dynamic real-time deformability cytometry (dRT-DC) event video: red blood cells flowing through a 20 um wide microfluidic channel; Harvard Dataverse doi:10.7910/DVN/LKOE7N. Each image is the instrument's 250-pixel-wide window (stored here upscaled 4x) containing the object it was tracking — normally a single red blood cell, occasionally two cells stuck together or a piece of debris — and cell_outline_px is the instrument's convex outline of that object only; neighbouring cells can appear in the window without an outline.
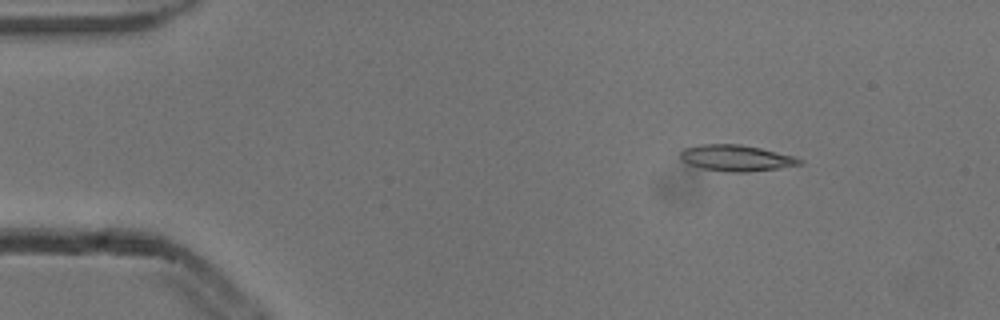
{"species": "common noctule bat (a hibernating species)", "species_latin": "Nyctalus noctula", "temperature_condition": "cold", "stored_images_in_passage": 6, "camera_frame_rate_fps": 3000, "um_per_image_px": 0.085, "animal": {"sex": "male", "body_mass_g": 13.3}, "frame": {"image": 1, "passage_image": 2, "time_ms": 0.333, "image_size_px": [1000, 320], "cell_outline_px": [[804, 164], [748, 172], [724, 172], [704, 168], [688, 164], [680, 156], [680, 152], [684, 148], [700, 144], [740, 144], [760, 148], [792, 156], [804, 160]], "centroid_in_image_um": [62.58, 13.43], "position_along_channel_um": 22.4, "area_um2": 18.03}}
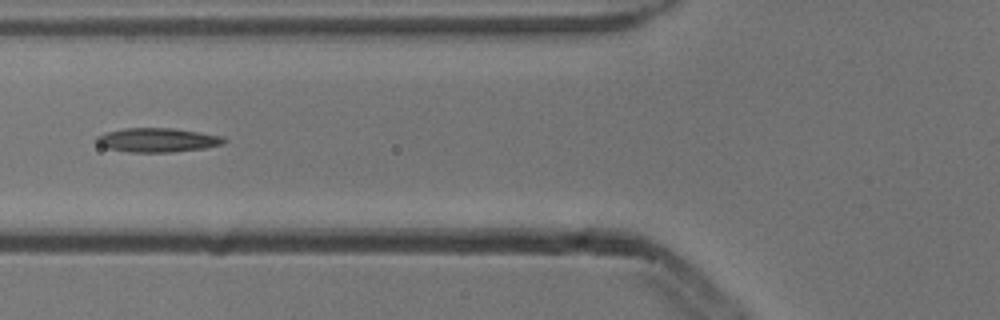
{"frame": {"image": 2, "passage_image": 5, "time_ms": 1.333, "image_size_px": [1000, 320], "cell_outline_px": [[228, 140], [224, 144], [204, 148], [172, 152], [128, 152], [108, 148], [96, 144], [96, 136], [104, 132], [124, 128], [172, 128], [224, 136]], "centroid_in_image_um": [13.38, 11.9], "position_along_channel_um": 112.4, "area_um2": 18.03}}
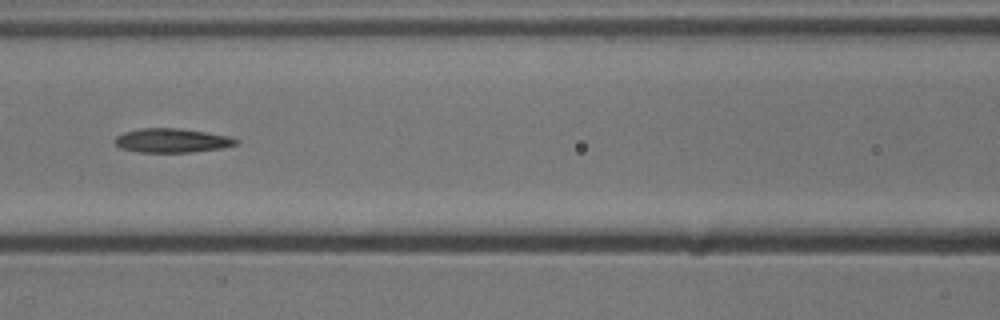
{"frame": {"image": 3, "passage_image": 6, "time_ms": 1.667, "image_size_px": [1000, 320], "cell_outline_px": [[240, 140], [236, 144], [220, 148], [192, 152], [136, 152], [120, 148], [112, 140], [116, 136], [124, 132], [140, 128], [180, 128], [228, 136]], "centroid_in_image_um": [14.55, 11.94], "position_along_channel_um": 152.0, "area_um2": 16.99}}